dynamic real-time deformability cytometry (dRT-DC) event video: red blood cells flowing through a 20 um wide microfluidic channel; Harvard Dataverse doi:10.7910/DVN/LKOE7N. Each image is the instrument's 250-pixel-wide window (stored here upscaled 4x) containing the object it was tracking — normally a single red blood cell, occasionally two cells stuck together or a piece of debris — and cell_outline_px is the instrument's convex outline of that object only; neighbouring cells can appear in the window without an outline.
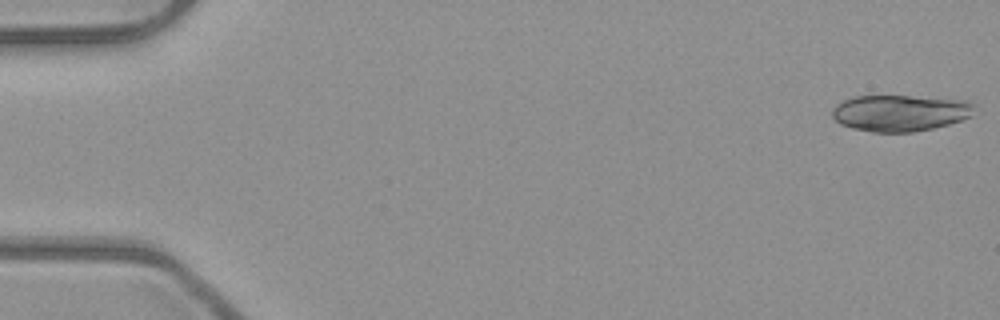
{"species": "common noctule bat (a hibernating species)", "species_latin": "Nyctalus noctula", "temperature_condition": "room temperature", "stored_images_in_passage": 18, "camera_frame_rate_fps": 3000, "um_per_image_px": 0.085, "animal": {"sex": "male", "body_mass_g": 23.1, "forearm_length_mm": 52.7}, "frame": {"image": 1, "passage_image": 1, "time_ms": 0.0, "image_size_px": [1000, 320], "cell_outline_px": [[976, 104], [972, 116], [948, 124], [932, 128], [912, 132], [872, 132], [852, 128], [840, 124], [832, 116], [832, 108], [836, 104], [852, 96], [908, 96], [972, 100]], "centroid_in_image_um": [76.53, 9.59], "position_along_channel_um": 8.5, "area_um2": 30.4}}